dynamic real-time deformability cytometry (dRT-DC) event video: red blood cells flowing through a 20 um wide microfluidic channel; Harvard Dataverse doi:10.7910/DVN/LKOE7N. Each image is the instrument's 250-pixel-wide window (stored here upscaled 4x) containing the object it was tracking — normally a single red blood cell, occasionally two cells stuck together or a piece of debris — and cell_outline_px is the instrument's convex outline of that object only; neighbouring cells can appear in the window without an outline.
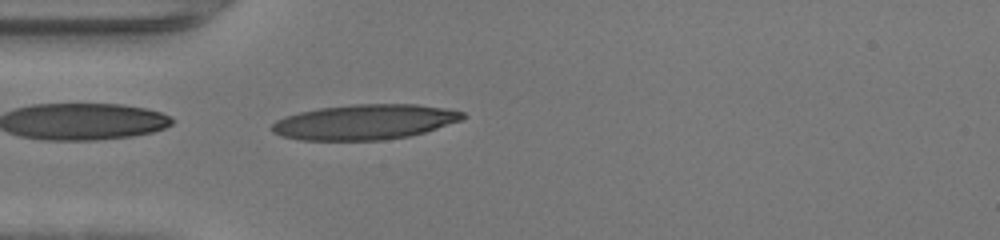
{"species": "human", "species_latin": "Homo sapiens", "temperature_condition": "warm", "stored_images_in_passage": 34, "camera_frame_rate_fps": 3000, "um_per_image_px": 0.085, "donor": {"sex": "female"}, "frame": {"image": 1, "passage_image": 1, "time_ms": 0.0, "image_size_px": [1000, 240], "cell_outline_px": [[468, 116], [460, 120], [424, 132], [408, 136], [380, 140], [300, 140], [280, 136], [272, 132], [268, 128], [276, 120], [284, 116], [300, 112], [320, 108], [352, 104], [416, 104], [448, 108], [464, 112]], "centroid_in_image_um": [30.96, 10.36], "position_along_channel_um": 54.0, "area_um2": 39.19}}
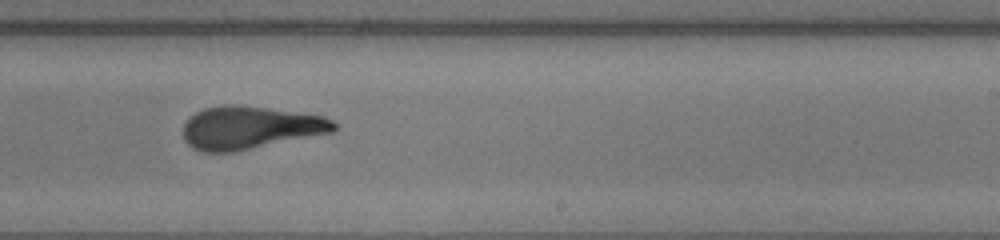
{"frame": {"image": 2, "passage_image": 16, "time_ms": 5.0, "image_size_px": [1000, 240], "cell_outline_px": [[336, 128], [332, 132], [232, 152], [204, 152], [188, 144], [184, 140], [184, 124], [196, 112], [204, 108], [224, 104], [236, 104], [324, 116], [332, 120], [336, 124]], "centroid_in_image_um": [21.23, 10.84], "position_along_channel_um": 267.8, "area_um2": 37.11}}
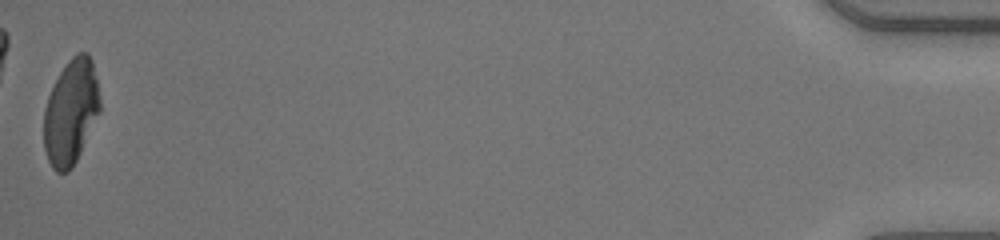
{"frame": {"image": 3, "passage_image": 34, "time_ms": 11.0, "image_size_px": [1000, 240], "cell_outline_px": [[100, 112], [72, 168], [68, 172], [56, 172], [52, 168], [48, 160], [44, 148], [44, 108], [48, 96], [60, 72], [68, 60], [76, 52], [88, 52], [92, 60], [96, 76], [100, 100]], "centroid_in_image_um": [6.02, 9.51], "position_along_channel_um": 429.2, "area_um2": 34.33}, "authors_computed_cell_mechanics": {"area_um2": 37.3099, "velocity_mm_per_s": 4.4173, "shape_relaxation_time_tau1_ms": 6.2251, "shape_relaxation_time_tau2_ms": 1.3175, "deformation_change_tau1": 0.2948, "deformation_change_tau2": 0.1043}}